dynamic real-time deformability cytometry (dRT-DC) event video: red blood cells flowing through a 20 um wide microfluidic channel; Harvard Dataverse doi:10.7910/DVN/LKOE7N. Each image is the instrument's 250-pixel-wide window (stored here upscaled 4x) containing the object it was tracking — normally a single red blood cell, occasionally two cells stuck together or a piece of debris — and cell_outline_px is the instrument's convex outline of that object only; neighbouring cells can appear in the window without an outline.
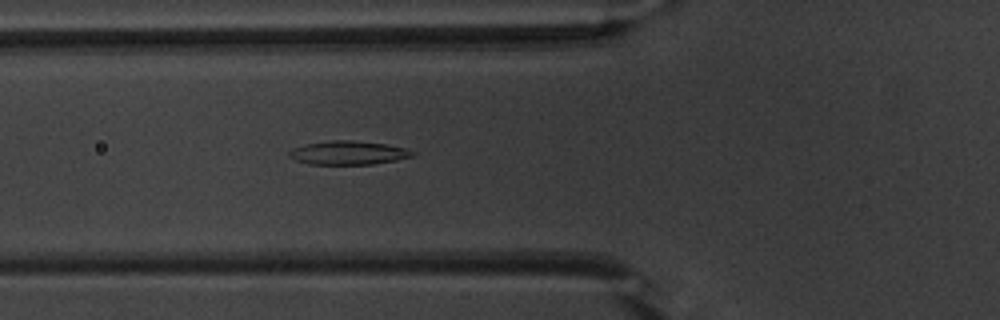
{"species": "common noctule bat (a hibernating species)", "species_latin": "Nyctalus noctula", "temperature_condition": "warm", "stored_images_in_passage": 52, "camera_frame_rate_fps": 3000, "um_per_image_px": 0.085, "animal": {"sex": "male", "body_mass_g": 20.1, "forearm_length_mm": 53.5}, "frame": {"image": 1, "passage_image": 19, "time_ms": 6.0, "image_size_px": [1000, 320], "cell_outline_px": [[416, 152], [412, 156], [396, 160], [372, 164], [308, 164], [296, 160], [288, 156], [288, 152], [292, 148], [304, 144], [332, 140], [352, 140], [388, 144], [404, 148]], "centroid_in_image_um": [29.57, 12.98], "position_along_channel_um": 96.2, "area_um2": 17.05}}
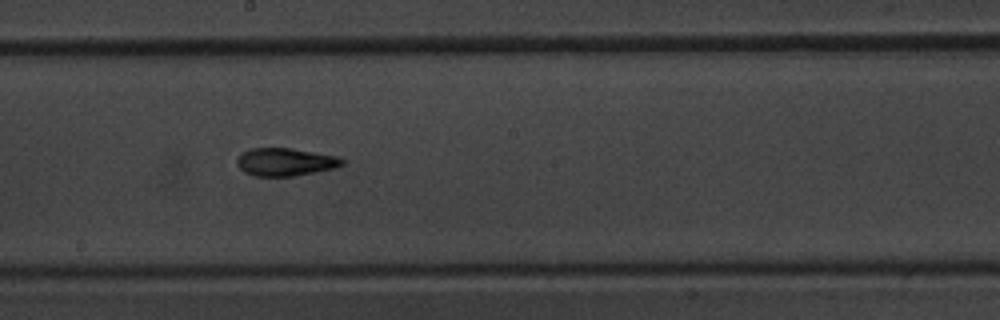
{"frame": {"image": 2, "passage_image": 29, "time_ms": 9.333, "image_size_px": [1000, 320], "cell_outline_px": [[344, 164], [332, 168], [316, 172], [292, 176], [256, 176], [244, 172], [236, 164], [236, 160], [240, 152], [252, 148], [292, 148], [340, 156], [344, 160]], "centroid_in_image_um": [24.24, 13.75], "position_along_channel_um": 224.0, "area_um2": 17.22}}
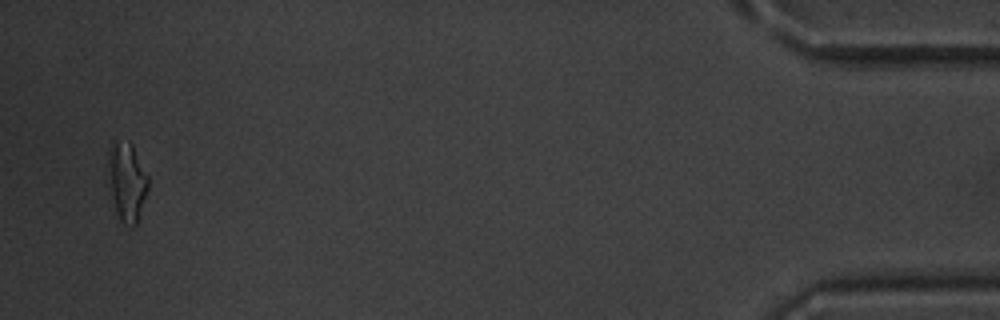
{"frame": {"image": 3, "passage_image": 51, "time_ms": 16.667, "image_size_px": [1000, 320], "cell_outline_px": [[148, 188], [136, 224], [132, 228], [124, 224], [120, 220], [116, 212], [112, 196], [108, 152], [112, 140], [128, 140], [132, 144], [148, 176]], "centroid_in_image_um": [10.8, 15.41], "position_along_channel_um": 424.4, "area_um2": 18.03}, "authors_computed_cell_mechanics": {"area_um2": 17.1666, "velocity_mm_per_s": 3.8263, "shape_relaxation_time_tau1_ms": 5.2408, "shape_relaxation_time_tau2_ms": 2.6034, "deformation_change_tau1": 0.1722, "deformation_change_tau2": 0.1023}}